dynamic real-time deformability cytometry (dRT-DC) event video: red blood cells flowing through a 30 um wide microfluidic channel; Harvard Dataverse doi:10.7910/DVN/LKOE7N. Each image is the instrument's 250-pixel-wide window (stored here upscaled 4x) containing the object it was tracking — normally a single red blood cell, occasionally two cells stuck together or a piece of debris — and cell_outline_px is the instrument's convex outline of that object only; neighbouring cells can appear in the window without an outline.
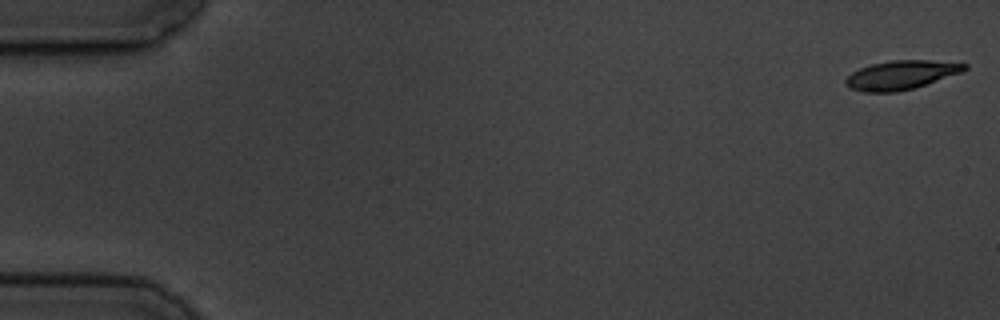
{"species": "common noctule bat (a hibernating species)", "species_latin": "Nyctalus noctula", "temperature_condition": "cold", "stored_images_in_passage": 11, "camera_frame_rate_fps": 3000, "um_per_image_px": 0.085, "animal": {"sex": "male", "body_mass_g": 19.5, "forearm_length_mm": 54.6}, "frame": {"image": 1, "passage_image": 1, "time_ms": 0.0, "image_size_px": [1000, 320], "cell_outline_px": [[968, 68], [960, 72], [916, 88], [896, 92], [864, 92], [852, 88], [844, 84], [844, 80], [852, 72], [860, 68], [872, 64], [892, 60], [928, 60], [968, 64]], "centroid_in_image_um": [76.57, 6.38], "position_along_channel_um": 8.4, "area_um2": 19.88}}
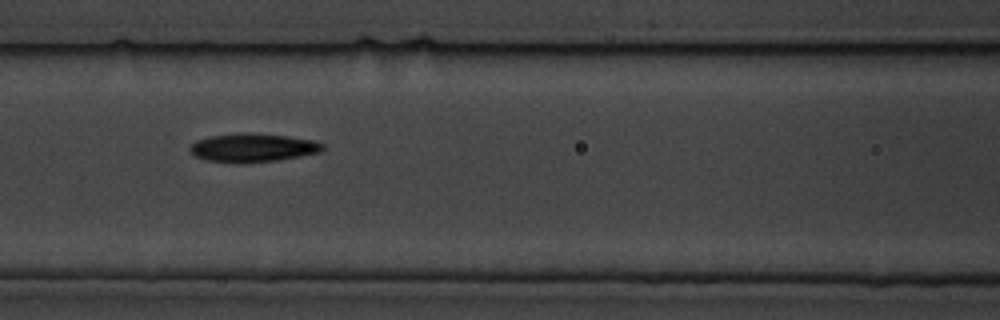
{"frame": {"image": 2, "passage_image": 7, "time_ms": 8.0, "image_size_px": [1000, 320], "cell_outline_px": [[324, 148], [320, 152], [300, 156], [276, 160], [240, 164], [232, 164], [208, 160], [196, 156], [188, 148], [196, 140], [212, 136], [288, 136], [312, 140], [324, 144]], "centroid_in_image_um": [21.5, 12.62], "position_along_channel_um": 145.1, "area_um2": 20.98}}
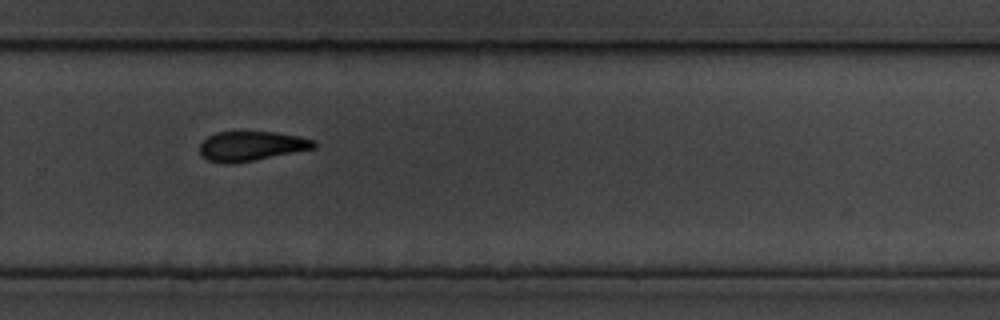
{"frame": {"image": 3, "passage_image": 11, "time_ms": 12.667, "image_size_px": [1000, 320], "cell_outline_px": [[316, 148], [256, 160], [232, 164], [224, 164], [208, 160], [200, 156], [200, 144], [208, 136], [216, 132], [272, 132], [296, 136], [316, 140]], "centroid_in_image_um": [21.34, 12.43], "position_along_channel_um": 308.5, "area_um2": 19.77}}